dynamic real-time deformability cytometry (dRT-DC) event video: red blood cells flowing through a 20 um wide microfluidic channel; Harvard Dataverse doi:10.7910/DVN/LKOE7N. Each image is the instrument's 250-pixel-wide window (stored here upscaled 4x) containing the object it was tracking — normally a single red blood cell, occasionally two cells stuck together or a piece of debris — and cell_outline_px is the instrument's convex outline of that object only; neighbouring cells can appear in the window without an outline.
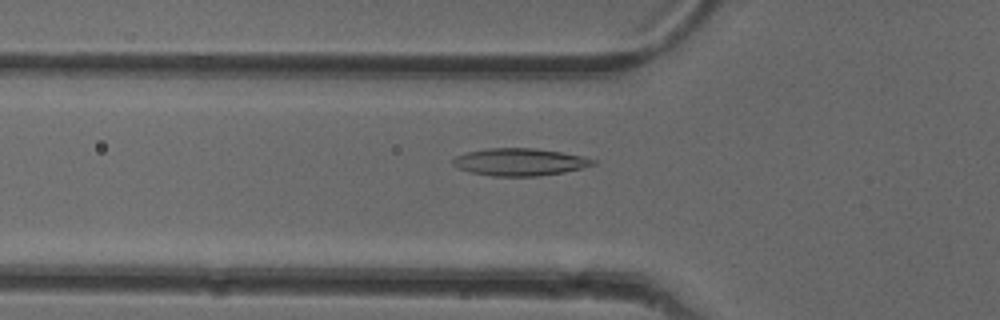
{"species": "common noctule bat (a hibernating species)", "species_latin": "Nyctalus noctula", "temperature_condition": "cold", "stored_images_in_passage": 48, "camera_frame_rate_fps": 3000, "um_per_image_px": 0.085, "animal": {"sex": "female"}, "frame": {"image": 1, "passage_image": 14, "time_ms": 4.333, "image_size_px": [1000, 320], "cell_outline_px": [[596, 164], [564, 172], [536, 176], [492, 176], [472, 172], [460, 168], [452, 164], [452, 160], [456, 156], [468, 152], [488, 148], [532, 148], [560, 152], [580, 156], [596, 160]], "centroid_in_image_um": [44.16, 13.77], "position_along_channel_um": 81.6, "area_um2": 21.96}}
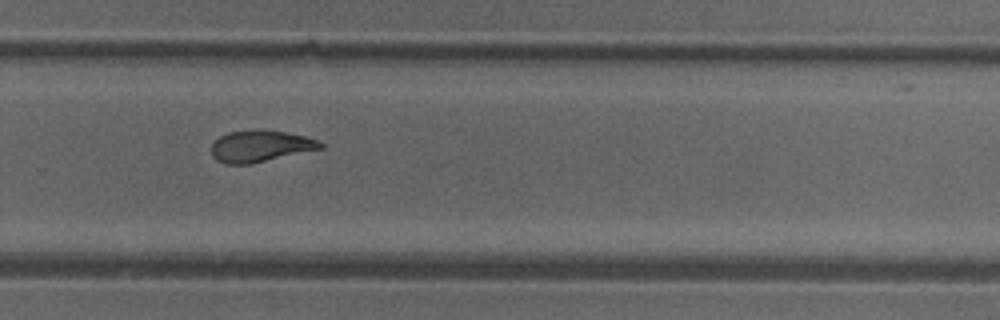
{"frame": {"image": 2, "passage_image": 31, "time_ms": 10.0, "image_size_px": [1000, 320], "cell_outline_px": [[324, 148], [248, 164], [224, 164], [216, 160], [212, 156], [212, 144], [220, 136], [228, 132], [284, 132], [304, 136], [316, 140], [324, 144]], "centroid_in_image_um": [22.11, 12.46], "position_along_channel_um": 307.7, "area_um2": 19.25}}
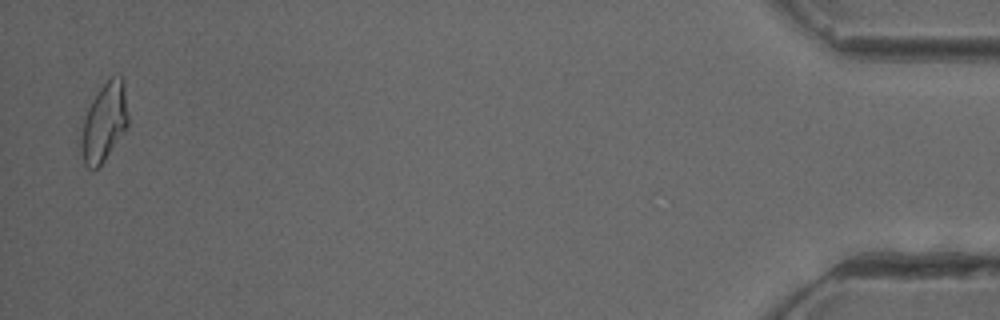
{"frame": {"image": 3, "passage_image": 47, "time_ms": 15.333, "image_size_px": [1000, 320], "cell_outline_px": [[128, 124], [124, 132], [100, 168], [92, 172], [84, 164], [80, 152], [80, 136], [84, 120], [88, 108], [92, 100], [108, 76], [120, 76], [124, 80], [128, 116]], "centroid_in_image_um": [8.84, 10.44], "position_along_channel_um": 426.4, "area_um2": 21.96}, "authors_computed_cell_mechanics": {"area_um2": 21.2993, "velocity_mm_per_s": 3.9775, "shape_relaxation_time_tau1_ms": null, "shape_relaxation_time_tau2_ms": 2.7077, "deformation_change_tau1": null, "deformation_change_tau2": 0.0844}}